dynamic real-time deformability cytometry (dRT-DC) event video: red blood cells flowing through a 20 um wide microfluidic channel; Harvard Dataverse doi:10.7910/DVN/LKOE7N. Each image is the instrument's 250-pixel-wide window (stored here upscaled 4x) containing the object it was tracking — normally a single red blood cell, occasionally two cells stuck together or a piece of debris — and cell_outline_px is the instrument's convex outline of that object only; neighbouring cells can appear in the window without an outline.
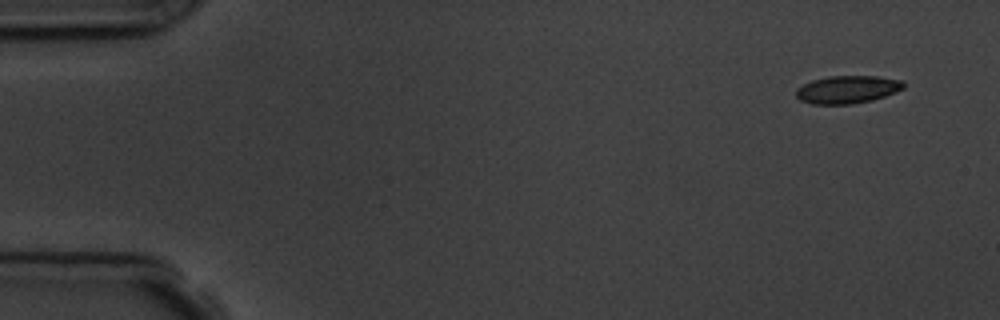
{"species": "common noctule bat (a hibernating species)", "species_latin": "Nyctalus noctula", "temperature_condition": "room temperature", "stored_images_in_passage": 8, "camera_frame_rate_fps": 3000, "um_per_image_px": 0.085, "animal": {"sex": "male", "body_mass_g": 19.5, "forearm_length_mm": 54.6}, "frame": {"image": 1, "passage_image": 1, "time_ms": 0.0, "image_size_px": [1000, 320], "cell_outline_px": [[904, 88], [896, 92], [872, 100], [852, 104], [812, 104], [800, 100], [796, 96], [796, 88], [812, 80], [828, 76], [876, 76], [904, 80]], "centroid_in_image_um": [72.03, 7.6], "position_along_channel_um": 13.0, "area_um2": 17.46}}
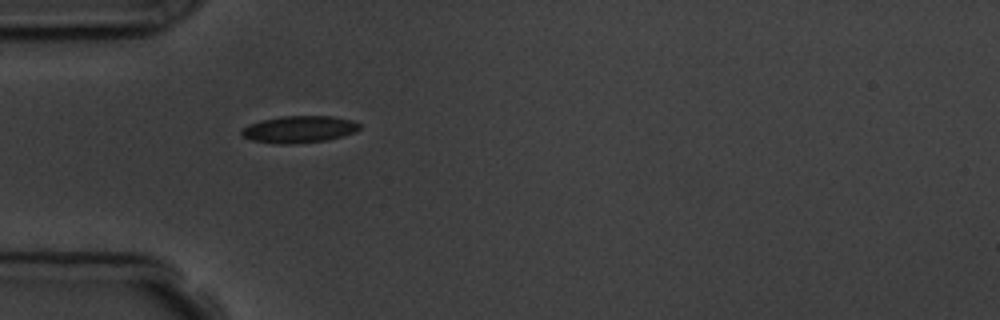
{"frame": {"image": 2, "passage_image": 5, "time_ms": 4.333, "image_size_px": [1000, 320], "cell_outline_px": [[360, 128], [356, 132], [344, 136], [328, 140], [292, 144], [280, 144], [252, 140], [244, 136], [240, 132], [244, 128], [260, 120], [280, 116], [332, 116], [352, 120], [360, 124]], "centroid_in_image_um": [25.48, 10.99], "position_along_channel_um": 59.5, "area_um2": 18.5}}